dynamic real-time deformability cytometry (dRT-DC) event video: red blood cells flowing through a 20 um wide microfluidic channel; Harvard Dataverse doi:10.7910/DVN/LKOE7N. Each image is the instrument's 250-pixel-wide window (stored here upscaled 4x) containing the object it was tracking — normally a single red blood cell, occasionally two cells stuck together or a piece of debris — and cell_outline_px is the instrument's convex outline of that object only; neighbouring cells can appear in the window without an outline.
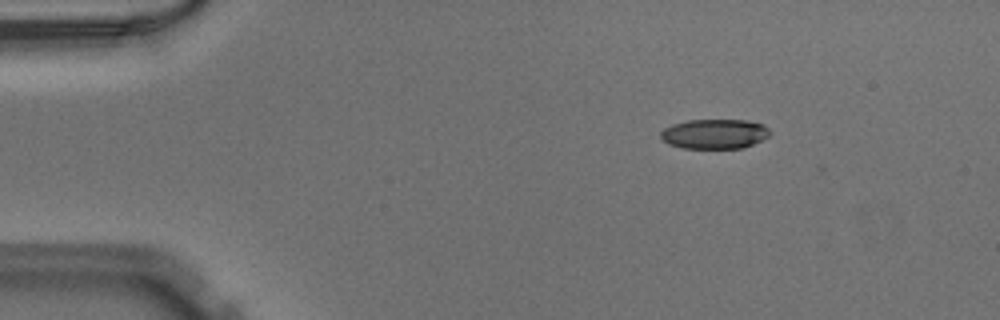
{"species": "Egyptian fruit bat (a non-hibernating species)", "species_latin": "Rousettus aegyptiacus", "temperature_condition": "warm", "stored_images_in_passage": 44, "camera_frame_rate_fps": 3000, "um_per_image_px": 0.085, "animal": {"sex": "male"}, "frame": {"image": 1, "passage_image": 1, "time_ms": 0.0, "image_size_px": [1000, 320], "cell_outline_px": [[772, 132], [768, 136], [744, 148], [684, 148], [668, 144], [660, 136], [660, 132], [664, 128], [672, 124], [688, 120], [748, 120], [764, 124]], "centroid_in_image_um": [60.74, 11.37], "position_along_channel_um": 24.3, "area_um2": 18.96}}
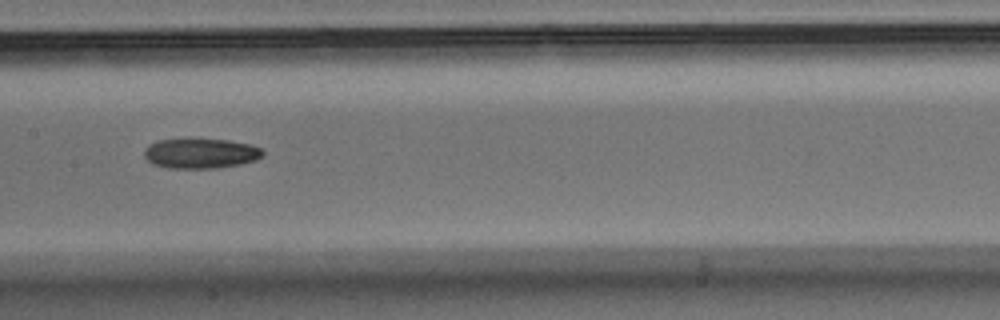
{"frame": {"image": 2, "passage_image": 19, "time_ms": 6.0, "image_size_px": [1000, 320], "cell_outline_px": [[264, 156], [256, 160], [240, 164], [220, 168], [168, 168], [152, 164], [144, 156], [144, 148], [160, 140], [192, 136], [228, 140], [252, 144], [260, 148], [264, 152]], "centroid_in_image_um": [17.07, 13.0], "position_along_channel_um": 190.3, "area_um2": 21.56}}
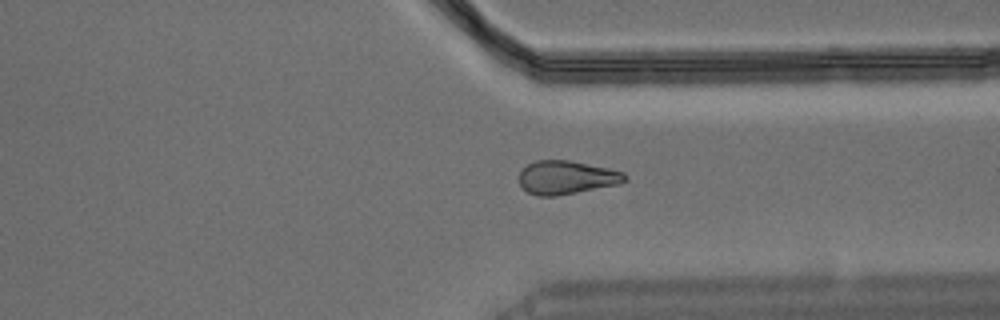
{"frame": {"image": 3, "passage_image": 32, "time_ms": 10.333, "image_size_px": [1000, 320], "cell_outline_px": [[628, 180], [620, 184], [556, 196], [536, 196], [528, 192], [520, 184], [520, 172], [528, 164], [536, 160], [568, 160], [608, 168], [624, 172], [628, 176]], "centroid_in_image_um": [48.19, 15.09], "position_along_channel_um": 363.2, "area_um2": 20.63}}